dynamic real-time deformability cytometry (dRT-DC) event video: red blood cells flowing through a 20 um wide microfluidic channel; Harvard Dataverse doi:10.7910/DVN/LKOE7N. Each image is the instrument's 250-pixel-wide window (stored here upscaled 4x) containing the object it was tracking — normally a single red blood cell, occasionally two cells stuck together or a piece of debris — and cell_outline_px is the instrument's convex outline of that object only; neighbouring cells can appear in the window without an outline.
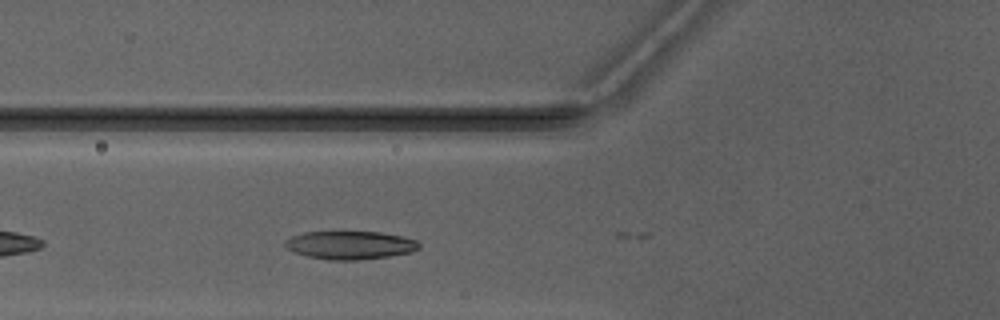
{"species": "Egyptian fruit bat (a non-hibernating species)", "species_latin": "Rousettus aegyptiacus", "temperature_condition": "warm", "stored_images_in_passage": 3, "camera_frame_rate_fps": 3000, "um_per_image_px": 0.085, "animal": {"sex": "male"}, "frame": {"image": 1, "passage_image": 3, "time_ms": 2.333, "image_size_px": [1000, 320], "cell_outline_px": [[420, 248], [412, 252], [388, 256], [360, 260], [328, 260], [308, 256], [292, 252], [284, 244], [284, 240], [292, 236], [304, 232], [380, 232], [400, 236], [416, 240], [420, 244]], "centroid_in_image_um": [29.74, 20.84], "position_along_channel_um": 96.1, "area_um2": 22.02}}